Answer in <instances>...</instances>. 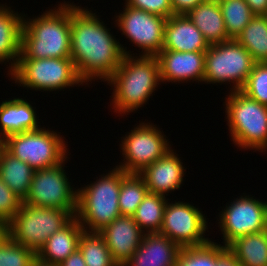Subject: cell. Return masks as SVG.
Listing matches in <instances>:
<instances>
[{
	"instance_id": "cell-22",
	"label": "cell",
	"mask_w": 267,
	"mask_h": 266,
	"mask_svg": "<svg viewBox=\"0 0 267 266\" xmlns=\"http://www.w3.org/2000/svg\"><path fill=\"white\" fill-rule=\"evenodd\" d=\"M84 229L74 217L65 227L49 237L45 245L36 254L41 261L57 264L62 263L78 249L79 239Z\"/></svg>"
},
{
	"instance_id": "cell-6",
	"label": "cell",
	"mask_w": 267,
	"mask_h": 266,
	"mask_svg": "<svg viewBox=\"0 0 267 266\" xmlns=\"http://www.w3.org/2000/svg\"><path fill=\"white\" fill-rule=\"evenodd\" d=\"M8 77L15 86L45 93L85 85L71 58L18 59Z\"/></svg>"
},
{
	"instance_id": "cell-11",
	"label": "cell",
	"mask_w": 267,
	"mask_h": 266,
	"mask_svg": "<svg viewBox=\"0 0 267 266\" xmlns=\"http://www.w3.org/2000/svg\"><path fill=\"white\" fill-rule=\"evenodd\" d=\"M68 158L56 166L34 170L24 204L58 208L76 216L78 188H74L75 185H72L68 172L66 173L65 164L68 163Z\"/></svg>"
},
{
	"instance_id": "cell-37",
	"label": "cell",
	"mask_w": 267,
	"mask_h": 266,
	"mask_svg": "<svg viewBox=\"0 0 267 266\" xmlns=\"http://www.w3.org/2000/svg\"><path fill=\"white\" fill-rule=\"evenodd\" d=\"M58 266H86V263L84 261L82 253L79 249H77Z\"/></svg>"
},
{
	"instance_id": "cell-13",
	"label": "cell",
	"mask_w": 267,
	"mask_h": 266,
	"mask_svg": "<svg viewBox=\"0 0 267 266\" xmlns=\"http://www.w3.org/2000/svg\"><path fill=\"white\" fill-rule=\"evenodd\" d=\"M168 199L164 208L160 234L165 235L181 248L201 246L208 243L209 228L207 216L202 209L189 202ZM210 226V227H209ZM207 231V232H206ZM206 234V235H205Z\"/></svg>"
},
{
	"instance_id": "cell-1",
	"label": "cell",
	"mask_w": 267,
	"mask_h": 266,
	"mask_svg": "<svg viewBox=\"0 0 267 266\" xmlns=\"http://www.w3.org/2000/svg\"><path fill=\"white\" fill-rule=\"evenodd\" d=\"M95 11L88 7L71 8V59L88 87L95 80L106 82L120 66L124 55H135L119 42L110 32L111 27L108 28Z\"/></svg>"
},
{
	"instance_id": "cell-26",
	"label": "cell",
	"mask_w": 267,
	"mask_h": 266,
	"mask_svg": "<svg viewBox=\"0 0 267 266\" xmlns=\"http://www.w3.org/2000/svg\"><path fill=\"white\" fill-rule=\"evenodd\" d=\"M236 40L256 63H267V18L255 15Z\"/></svg>"
},
{
	"instance_id": "cell-18",
	"label": "cell",
	"mask_w": 267,
	"mask_h": 266,
	"mask_svg": "<svg viewBox=\"0 0 267 266\" xmlns=\"http://www.w3.org/2000/svg\"><path fill=\"white\" fill-rule=\"evenodd\" d=\"M209 43L186 14H174L165 22L162 50L206 52Z\"/></svg>"
},
{
	"instance_id": "cell-4",
	"label": "cell",
	"mask_w": 267,
	"mask_h": 266,
	"mask_svg": "<svg viewBox=\"0 0 267 266\" xmlns=\"http://www.w3.org/2000/svg\"><path fill=\"white\" fill-rule=\"evenodd\" d=\"M96 181L78 187L76 218L84 231L99 232L121 215L119 193L122 169L114 166Z\"/></svg>"
},
{
	"instance_id": "cell-10",
	"label": "cell",
	"mask_w": 267,
	"mask_h": 266,
	"mask_svg": "<svg viewBox=\"0 0 267 266\" xmlns=\"http://www.w3.org/2000/svg\"><path fill=\"white\" fill-rule=\"evenodd\" d=\"M152 122L141 121L130 132H125L119 144L122 161L116 167L126 173H140L145 167L163 157L171 148L172 142Z\"/></svg>"
},
{
	"instance_id": "cell-7",
	"label": "cell",
	"mask_w": 267,
	"mask_h": 266,
	"mask_svg": "<svg viewBox=\"0 0 267 266\" xmlns=\"http://www.w3.org/2000/svg\"><path fill=\"white\" fill-rule=\"evenodd\" d=\"M65 140L61 132L45 128L44 125L37 130L9 135L1 141V145L37 170L61 164L71 154Z\"/></svg>"
},
{
	"instance_id": "cell-3",
	"label": "cell",
	"mask_w": 267,
	"mask_h": 266,
	"mask_svg": "<svg viewBox=\"0 0 267 266\" xmlns=\"http://www.w3.org/2000/svg\"><path fill=\"white\" fill-rule=\"evenodd\" d=\"M105 83L113 90L109 106L115 115L121 114L123 118L137 112L162 84L157 57L124 55L120 66Z\"/></svg>"
},
{
	"instance_id": "cell-40",
	"label": "cell",
	"mask_w": 267,
	"mask_h": 266,
	"mask_svg": "<svg viewBox=\"0 0 267 266\" xmlns=\"http://www.w3.org/2000/svg\"><path fill=\"white\" fill-rule=\"evenodd\" d=\"M31 266H58V265L41 261L39 258L36 257L32 262Z\"/></svg>"
},
{
	"instance_id": "cell-34",
	"label": "cell",
	"mask_w": 267,
	"mask_h": 266,
	"mask_svg": "<svg viewBox=\"0 0 267 266\" xmlns=\"http://www.w3.org/2000/svg\"><path fill=\"white\" fill-rule=\"evenodd\" d=\"M23 200L0 179V222L6 225L21 209Z\"/></svg>"
},
{
	"instance_id": "cell-29",
	"label": "cell",
	"mask_w": 267,
	"mask_h": 266,
	"mask_svg": "<svg viewBox=\"0 0 267 266\" xmlns=\"http://www.w3.org/2000/svg\"><path fill=\"white\" fill-rule=\"evenodd\" d=\"M78 249L83 255L86 266H119L99 232L83 231Z\"/></svg>"
},
{
	"instance_id": "cell-14",
	"label": "cell",
	"mask_w": 267,
	"mask_h": 266,
	"mask_svg": "<svg viewBox=\"0 0 267 266\" xmlns=\"http://www.w3.org/2000/svg\"><path fill=\"white\" fill-rule=\"evenodd\" d=\"M120 11L115 12L114 26L126 39L129 38L131 46L141 50L135 55L157 56L163 48L167 18L128 5H123V11Z\"/></svg>"
},
{
	"instance_id": "cell-27",
	"label": "cell",
	"mask_w": 267,
	"mask_h": 266,
	"mask_svg": "<svg viewBox=\"0 0 267 266\" xmlns=\"http://www.w3.org/2000/svg\"><path fill=\"white\" fill-rule=\"evenodd\" d=\"M168 197L148 192L133 214V219L144 233H159Z\"/></svg>"
},
{
	"instance_id": "cell-2",
	"label": "cell",
	"mask_w": 267,
	"mask_h": 266,
	"mask_svg": "<svg viewBox=\"0 0 267 266\" xmlns=\"http://www.w3.org/2000/svg\"><path fill=\"white\" fill-rule=\"evenodd\" d=\"M70 2H59L33 18L24 13L18 59L71 58V8L86 7Z\"/></svg>"
},
{
	"instance_id": "cell-25",
	"label": "cell",
	"mask_w": 267,
	"mask_h": 266,
	"mask_svg": "<svg viewBox=\"0 0 267 266\" xmlns=\"http://www.w3.org/2000/svg\"><path fill=\"white\" fill-rule=\"evenodd\" d=\"M227 249L241 266H267V230L238 237Z\"/></svg>"
},
{
	"instance_id": "cell-23",
	"label": "cell",
	"mask_w": 267,
	"mask_h": 266,
	"mask_svg": "<svg viewBox=\"0 0 267 266\" xmlns=\"http://www.w3.org/2000/svg\"><path fill=\"white\" fill-rule=\"evenodd\" d=\"M211 44L231 40L226 32L219 0L202 1L186 14Z\"/></svg>"
},
{
	"instance_id": "cell-31",
	"label": "cell",
	"mask_w": 267,
	"mask_h": 266,
	"mask_svg": "<svg viewBox=\"0 0 267 266\" xmlns=\"http://www.w3.org/2000/svg\"><path fill=\"white\" fill-rule=\"evenodd\" d=\"M226 246L211 240L201 246L181 248L175 266H216L217 258Z\"/></svg>"
},
{
	"instance_id": "cell-32",
	"label": "cell",
	"mask_w": 267,
	"mask_h": 266,
	"mask_svg": "<svg viewBox=\"0 0 267 266\" xmlns=\"http://www.w3.org/2000/svg\"><path fill=\"white\" fill-rule=\"evenodd\" d=\"M36 253L15 241L6 233L0 237V266H31Z\"/></svg>"
},
{
	"instance_id": "cell-36",
	"label": "cell",
	"mask_w": 267,
	"mask_h": 266,
	"mask_svg": "<svg viewBox=\"0 0 267 266\" xmlns=\"http://www.w3.org/2000/svg\"><path fill=\"white\" fill-rule=\"evenodd\" d=\"M203 0H170L174 14H187Z\"/></svg>"
},
{
	"instance_id": "cell-19",
	"label": "cell",
	"mask_w": 267,
	"mask_h": 266,
	"mask_svg": "<svg viewBox=\"0 0 267 266\" xmlns=\"http://www.w3.org/2000/svg\"><path fill=\"white\" fill-rule=\"evenodd\" d=\"M181 247L160 233H145L133 256L123 266H175Z\"/></svg>"
},
{
	"instance_id": "cell-30",
	"label": "cell",
	"mask_w": 267,
	"mask_h": 266,
	"mask_svg": "<svg viewBox=\"0 0 267 266\" xmlns=\"http://www.w3.org/2000/svg\"><path fill=\"white\" fill-rule=\"evenodd\" d=\"M219 5L228 37L236 39L255 15L245 0H219Z\"/></svg>"
},
{
	"instance_id": "cell-9",
	"label": "cell",
	"mask_w": 267,
	"mask_h": 266,
	"mask_svg": "<svg viewBox=\"0 0 267 266\" xmlns=\"http://www.w3.org/2000/svg\"><path fill=\"white\" fill-rule=\"evenodd\" d=\"M256 64L250 53L236 40L211 44L205 52L203 84H230V91L244 86Z\"/></svg>"
},
{
	"instance_id": "cell-41",
	"label": "cell",
	"mask_w": 267,
	"mask_h": 266,
	"mask_svg": "<svg viewBox=\"0 0 267 266\" xmlns=\"http://www.w3.org/2000/svg\"><path fill=\"white\" fill-rule=\"evenodd\" d=\"M5 233V225L0 222V237Z\"/></svg>"
},
{
	"instance_id": "cell-16",
	"label": "cell",
	"mask_w": 267,
	"mask_h": 266,
	"mask_svg": "<svg viewBox=\"0 0 267 266\" xmlns=\"http://www.w3.org/2000/svg\"><path fill=\"white\" fill-rule=\"evenodd\" d=\"M174 150L171 148L163 157L138 173L150 193L167 197L172 191L182 188L187 167H184L186 164L183 165L182 158Z\"/></svg>"
},
{
	"instance_id": "cell-39",
	"label": "cell",
	"mask_w": 267,
	"mask_h": 266,
	"mask_svg": "<svg viewBox=\"0 0 267 266\" xmlns=\"http://www.w3.org/2000/svg\"><path fill=\"white\" fill-rule=\"evenodd\" d=\"M254 15L267 13V0H245Z\"/></svg>"
},
{
	"instance_id": "cell-5",
	"label": "cell",
	"mask_w": 267,
	"mask_h": 266,
	"mask_svg": "<svg viewBox=\"0 0 267 266\" xmlns=\"http://www.w3.org/2000/svg\"><path fill=\"white\" fill-rule=\"evenodd\" d=\"M225 120L234 146L243 151H267V106L239 91L224 98ZM255 150V151H254Z\"/></svg>"
},
{
	"instance_id": "cell-21",
	"label": "cell",
	"mask_w": 267,
	"mask_h": 266,
	"mask_svg": "<svg viewBox=\"0 0 267 266\" xmlns=\"http://www.w3.org/2000/svg\"><path fill=\"white\" fill-rule=\"evenodd\" d=\"M6 4L0 3V64H9L6 65L8 75L21 54L24 13H18Z\"/></svg>"
},
{
	"instance_id": "cell-38",
	"label": "cell",
	"mask_w": 267,
	"mask_h": 266,
	"mask_svg": "<svg viewBox=\"0 0 267 266\" xmlns=\"http://www.w3.org/2000/svg\"><path fill=\"white\" fill-rule=\"evenodd\" d=\"M216 266H241L235 256L226 249L218 258Z\"/></svg>"
},
{
	"instance_id": "cell-17",
	"label": "cell",
	"mask_w": 267,
	"mask_h": 266,
	"mask_svg": "<svg viewBox=\"0 0 267 266\" xmlns=\"http://www.w3.org/2000/svg\"><path fill=\"white\" fill-rule=\"evenodd\" d=\"M99 233L119 266H123L133 256L145 234L133 217L126 215L118 216Z\"/></svg>"
},
{
	"instance_id": "cell-20",
	"label": "cell",
	"mask_w": 267,
	"mask_h": 266,
	"mask_svg": "<svg viewBox=\"0 0 267 266\" xmlns=\"http://www.w3.org/2000/svg\"><path fill=\"white\" fill-rule=\"evenodd\" d=\"M24 97H12L0 103V142L7 136L41 127L37 109Z\"/></svg>"
},
{
	"instance_id": "cell-35",
	"label": "cell",
	"mask_w": 267,
	"mask_h": 266,
	"mask_svg": "<svg viewBox=\"0 0 267 266\" xmlns=\"http://www.w3.org/2000/svg\"><path fill=\"white\" fill-rule=\"evenodd\" d=\"M124 4L130 7L144 10L150 14L169 18L173 13L170 0H124Z\"/></svg>"
},
{
	"instance_id": "cell-33",
	"label": "cell",
	"mask_w": 267,
	"mask_h": 266,
	"mask_svg": "<svg viewBox=\"0 0 267 266\" xmlns=\"http://www.w3.org/2000/svg\"><path fill=\"white\" fill-rule=\"evenodd\" d=\"M247 97L267 106V63H256L240 90Z\"/></svg>"
},
{
	"instance_id": "cell-28",
	"label": "cell",
	"mask_w": 267,
	"mask_h": 266,
	"mask_svg": "<svg viewBox=\"0 0 267 266\" xmlns=\"http://www.w3.org/2000/svg\"><path fill=\"white\" fill-rule=\"evenodd\" d=\"M148 192V188L139 174L126 173L122 170V181L118 198L121 215L133 216Z\"/></svg>"
},
{
	"instance_id": "cell-15",
	"label": "cell",
	"mask_w": 267,
	"mask_h": 266,
	"mask_svg": "<svg viewBox=\"0 0 267 266\" xmlns=\"http://www.w3.org/2000/svg\"><path fill=\"white\" fill-rule=\"evenodd\" d=\"M162 84H181L191 81L203 84L205 52L162 50L157 56Z\"/></svg>"
},
{
	"instance_id": "cell-24",
	"label": "cell",
	"mask_w": 267,
	"mask_h": 266,
	"mask_svg": "<svg viewBox=\"0 0 267 266\" xmlns=\"http://www.w3.org/2000/svg\"><path fill=\"white\" fill-rule=\"evenodd\" d=\"M33 173L34 169L31 166L0 145V179L22 200L29 192Z\"/></svg>"
},
{
	"instance_id": "cell-12",
	"label": "cell",
	"mask_w": 267,
	"mask_h": 266,
	"mask_svg": "<svg viewBox=\"0 0 267 266\" xmlns=\"http://www.w3.org/2000/svg\"><path fill=\"white\" fill-rule=\"evenodd\" d=\"M232 200L216 215L226 247L238 237L267 230V201L246 193Z\"/></svg>"
},
{
	"instance_id": "cell-8",
	"label": "cell",
	"mask_w": 267,
	"mask_h": 266,
	"mask_svg": "<svg viewBox=\"0 0 267 266\" xmlns=\"http://www.w3.org/2000/svg\"><path fill=\"white\" fill-rule=\"evenodd\" d=\"M73 218L74 216L66 210L23 203L21 209L5 225V233L13 241L37 254L47 239Z\"/></svg>"
}]
</instances>
